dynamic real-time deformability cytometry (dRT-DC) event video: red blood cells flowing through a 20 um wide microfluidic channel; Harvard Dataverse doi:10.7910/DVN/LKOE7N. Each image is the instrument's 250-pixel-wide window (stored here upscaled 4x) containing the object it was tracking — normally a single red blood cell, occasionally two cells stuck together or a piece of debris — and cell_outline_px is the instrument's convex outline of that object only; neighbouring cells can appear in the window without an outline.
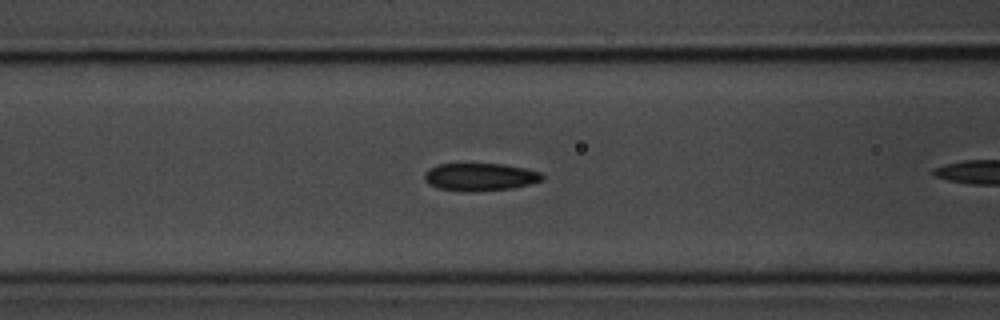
{"species": "common noctule bat (a hibernating species)", "species_latin": "Nyctalus noctula", "temperature_condition": "room temperature", "stored_images_in_passage": 30, "camera_frame_rate_fps": 3000, "um_per_image_px": 0.085, "animal": {"sex": "male", "body_mass_g": 20.1, "forearm_length_mm": 53.5}, "frame": {"image": 1, "passage_image": 9, "time_ms": 2.667, "image_size_px": [1000, 320], "cell_outline_px": [[544, 176], [540, 180], [528, 184], [512, 188], [468, 192], [464, 192], [440, 188], [428, 184], [424, 176], [424, 172], [428, 168], [436, 164], [504, 164], [524, 168], [540, 172]], "centroid_in_image_um": [40.75, 15.03], "position_along_channel_um": 125.8, "area_um2": 18.9}}